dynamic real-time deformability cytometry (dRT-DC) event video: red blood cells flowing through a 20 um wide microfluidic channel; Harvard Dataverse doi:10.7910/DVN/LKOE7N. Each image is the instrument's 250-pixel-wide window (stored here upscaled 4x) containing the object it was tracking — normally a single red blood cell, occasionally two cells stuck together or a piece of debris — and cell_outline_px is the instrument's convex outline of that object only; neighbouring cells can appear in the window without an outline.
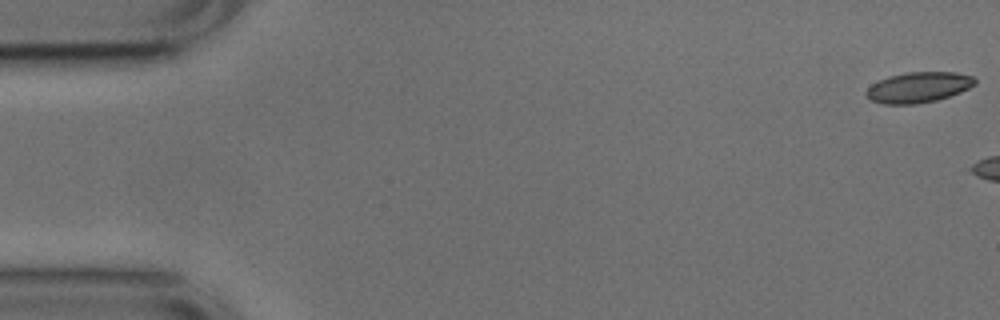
{"species": "common noctule bat (a hibernating species)", "species_latin": "Nyctalus noctula", "temperature_condition": "cold", "stored_images_in_passage": 6, "camera_frame_rate_fps": 3000, "um_per_image_px": 0.085, "animal": {"sex": "male", "body_mass_g": 17.9, "forearm_length_mm": 54.2}, "frame": {"image": 1, "passage_image": 1, "time_ms": 0.0, "image_size_px": [1000, 320], "cell_outline_px": [[976, 84], [960, 92], [936, 100], [916, 104], [884, 104], [872, 100], [864, 92], [872, 84], [888, 76], [908, 72], [956, 72], [972, 76], [976, 80]], "centroid_in_image_um": [78.07, 7.41], "position_along_channel_um": 6.9, "area_um2": 19.19}}